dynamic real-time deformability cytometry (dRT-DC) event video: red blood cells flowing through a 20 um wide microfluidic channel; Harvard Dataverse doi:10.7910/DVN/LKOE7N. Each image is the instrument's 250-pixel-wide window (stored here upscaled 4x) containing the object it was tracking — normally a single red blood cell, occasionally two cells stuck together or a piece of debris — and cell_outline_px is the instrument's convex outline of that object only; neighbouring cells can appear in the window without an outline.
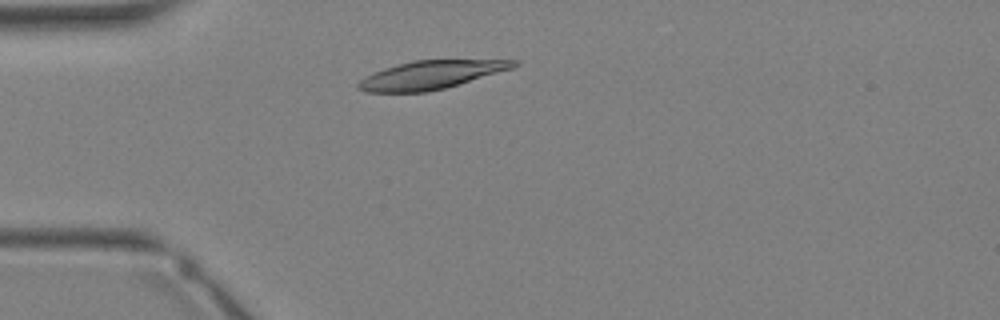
{"species": "Egyptian fruit bat (a non-hibernating species)", "species_latin": "Rousettus aegyptiacus", "temperature_condition": "warm", "stored_images_in_passage": 30, "camera_frame_rate_fps": 3000, "um_per_image_px": 0.085, "animal": {"sex": "female"}, "frame": {"image": 1, "passage_image": 5, "time_ms": 1.333, "image_size_px": [1000, 320], "cell_outline_px": [[520, 64], [512, 68], [444, 88], [428, 92], [364, 92], [356, 88], [356, 84], [360, 80], [384, 68], [416, 60], [516, 60]], "centroid_in_image_um": [36.59, 6.37], "position_along_channel_um": 48.4, "area_um2": 25.14}}
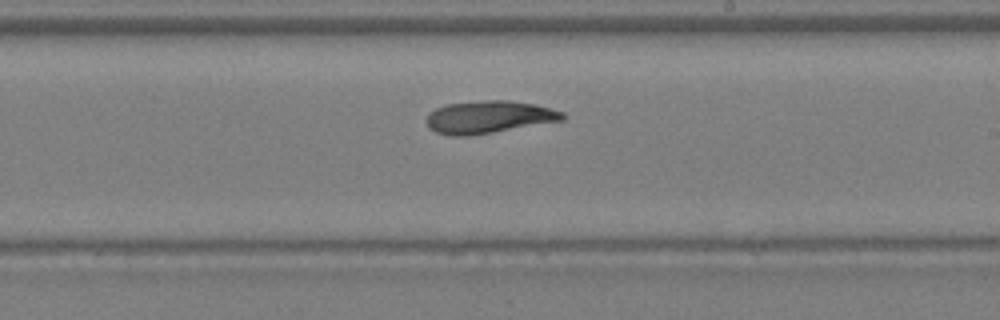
{"frame": {"image": 2, "passage_image": 16, "time_ms": 5.0, "image_size_px": [1000, 320], "cell_outline_px": [[564, 120], [468, 136], [448, 136], [436, 132], [428, 124], [428, 116], [436, 108], [448, 104], [488, 100], [508, 100], [532, 104], [564, 112]], "centroid_in_image_um": [41.56, 9.95], "position_along_channel_um": 247.4, "area_um2": 25.2}}
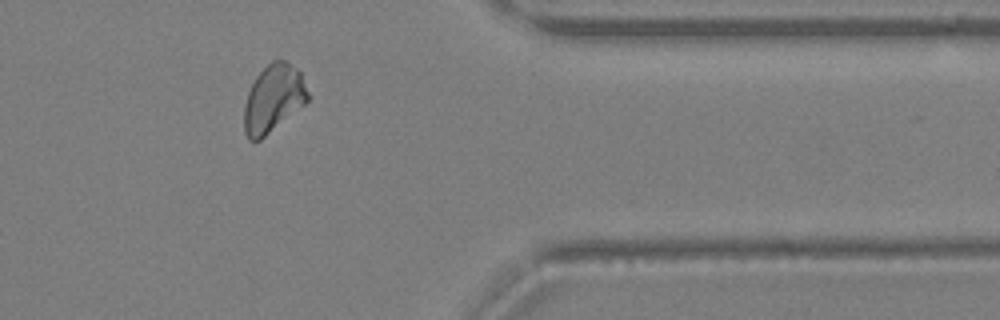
{"frame": {"image": 3, "passage_image": 24, "time_ms": 7.667, "image_size_px": [1000, 320], "cell_outline_px": [[308, 100], [304, 104], [260, 140], [248, 140], [244, 132], [244, 104], [248, 92], [256, 76], [272, 60], [284, 60], [296, 68], [300, 72], [308, 92]], "centroid_in_image_um": [23.21, 8.38], "position_along_channel_um": 388.2, "area_um2": 24.74}}